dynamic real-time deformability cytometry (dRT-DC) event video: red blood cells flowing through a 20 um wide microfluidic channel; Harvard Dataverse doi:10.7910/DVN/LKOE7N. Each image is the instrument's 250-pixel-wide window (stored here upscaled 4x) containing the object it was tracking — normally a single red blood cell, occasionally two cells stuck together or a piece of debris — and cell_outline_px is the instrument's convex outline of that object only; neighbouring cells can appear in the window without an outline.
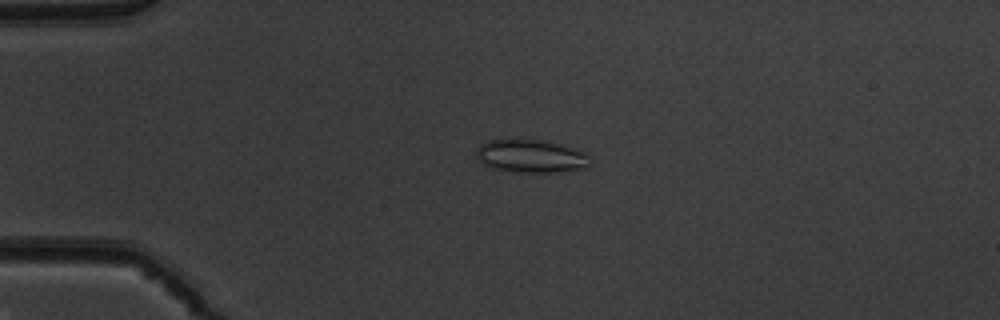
{"species": "common noctule bat (a hibernating species)", "species_latin": "Nyctalus noctula", "temperature_condition": "warm", "stored_images_in_passage": 50, "camera_frame_rate_fps": 3000, "um_per_image_px": 0.085, "animal": {"sex": "male", "body_mass_g": 19.5, "forearm_length_mm": 54.6}, "frame": {"image": 1, "passage_image": 12, "time_ms": 3.667, "image_size_px": [1000, 320], "cell_outline_px": [[592, 160], [588, 168], [556, 172], [512, 172], [488, 168], [476, 160], [476, 148], [480, 144], [488, 140], [544, 140], [564, 144], [588, 152]], "centroid_in_image_um": [45.16, 13.28], "position_along_channel_um": 39.8, "area_um2": 22.66}}
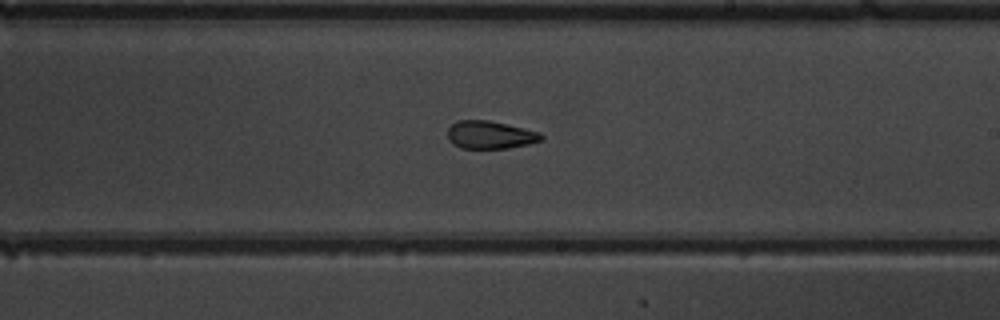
{"frame": {"image": 2, "passage_image": 30, "time_ms": 9.667, "image_size_px": [1000, 320], "cell_outline_px": [[544, 140], [528, 144], [508, 148], [460, 148], [452, 144], [448, 140], [448, 128], [452, 124], [460, 120], [488, 120], [524, 128], [540, 132], [544, 136]], "centroid_in_image_um": [41.67, 11.47], "position_along_channel_um": 247.3, "area_um2": 15.26}}
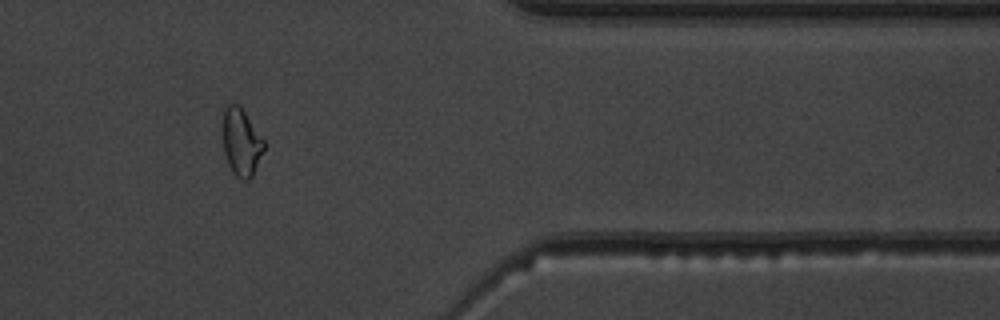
{"frame": {"image": 3, "passage_image": 42, "time_ms": 13.667, "image_size_px": [1000, 320], "cell_outline_px": [[264, 148], [252, 176], [248, 180], [240, 180], [232, 172], [228, 164], [224, 152], [224, 108], [228, 104], [240, 104], [264, 140]], "centroid_in_image_um": [20.51, 12.08], "position_along_channel_um": 390.9, "area_um2": 15.95}, "authors_computed_cell_mechanics": {"area_um2": 17.5423, "velocity_mm_per_s": 4.0342, "shape_relaxation_time_tau1_ms": null, "shape_relaxation_time_tau2_ms": 2.6986, "deformation_change_tau1": null, "deformation_change_tau2": 0.0837}}